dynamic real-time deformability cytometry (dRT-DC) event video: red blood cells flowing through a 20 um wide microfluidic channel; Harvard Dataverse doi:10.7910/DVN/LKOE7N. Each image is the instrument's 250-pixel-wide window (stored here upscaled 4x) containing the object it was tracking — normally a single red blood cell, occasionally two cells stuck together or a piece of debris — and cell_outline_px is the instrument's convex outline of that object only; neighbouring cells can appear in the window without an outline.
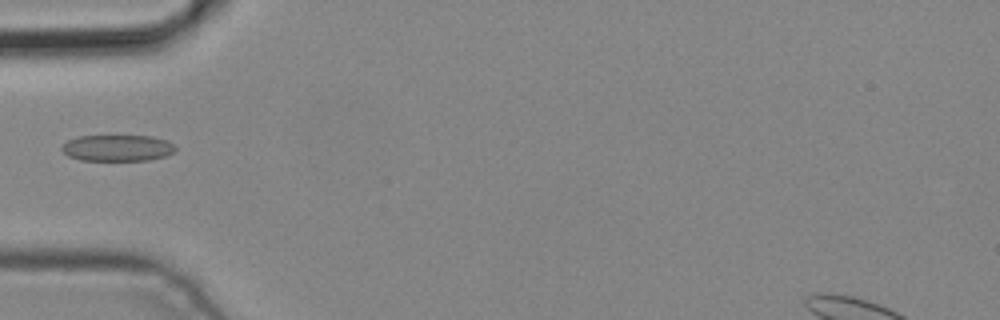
{"species": "common noctule bat (a hibernating species)", "species_latin": "Nyctalus noctula", "temperature_condition": "cold", "stored_images_in_passage": 5, "camera_frame_rate_fps": 3000, "um_per_image_px": 0.085, "animal": {"sex": "male", "body_mass_g": 19.2, "forearm_length_mm": 51.8}, "frame": {"image": 1, "passage_image": 5, "time_ms": 1.333, "image_size_px": [1000, 320], "cell_outline_px": [[176, 148], [172, 152], [164, 156], [148, 160], [80, 160], [68, 156], [60, 148], [68, 140], [76, 136], [152, 136], [168, 140]], "centroid_in_image_um": [9.96, 12.57], "position_along_channel_um": 75.0, "area_um2": 17.34}}